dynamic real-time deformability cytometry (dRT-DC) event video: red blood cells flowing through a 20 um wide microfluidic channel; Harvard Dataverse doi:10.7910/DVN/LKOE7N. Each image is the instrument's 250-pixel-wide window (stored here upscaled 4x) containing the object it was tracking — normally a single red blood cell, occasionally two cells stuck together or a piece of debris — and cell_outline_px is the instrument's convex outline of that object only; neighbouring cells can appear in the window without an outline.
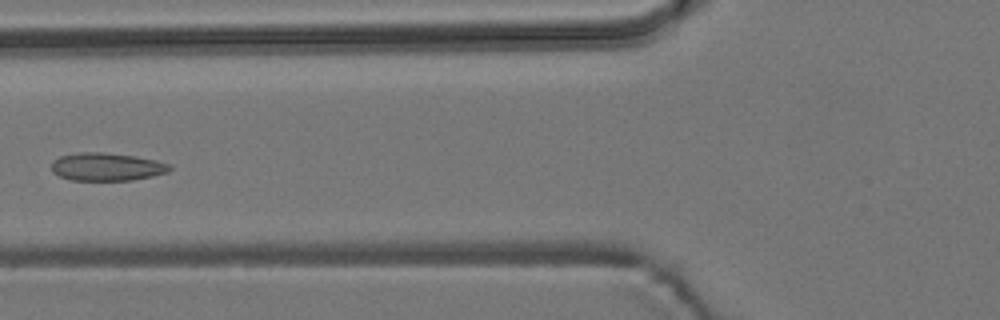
{"species": "common noctule bat (a hibernating species)", "species_latin": "Nyctalus noctula", "temperature_condition": "room temperature", "stored_images_in_passage": 10, "camera_frame_rate_fps": 3000, "um_per_image_px": 0.085, "animal": {"sex": "male", "body_mass_g": 19.2, "forearm_length_mm": 51.8}, "frame": {"image": 1, "passage_image": 6, "time_ms": 7.0, "image_size_px": [1000, 320], "cell_outline_px": [[172, 168], [168, 172], [152, 176], [132, 180], [72, 180], [60, 176], [52, 172], [52, 160], [60, 156], [80, 152], [104, 152], [136, 156], [156, 160], [172, 164]], "centroid_in_image_um": [9.09, 14.17], "position_along_channel_um": 116.7, "area_um2": 19.36}}
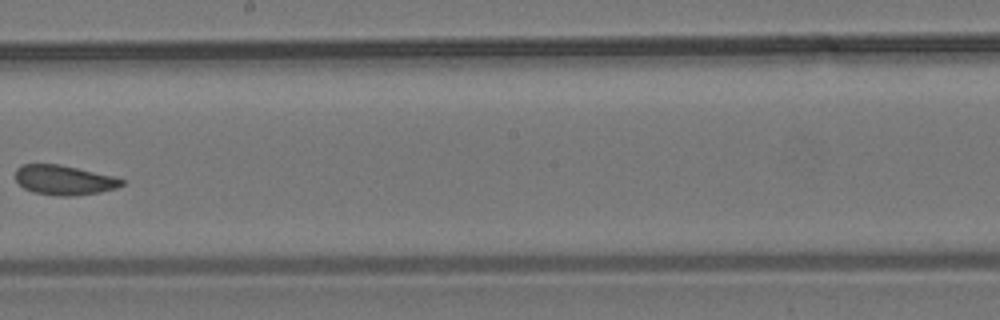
{"frame": {"image": 2, "passage_image": 9, "time_ms": 10.333, "image_size_px": [1000, 320], "cell_outline_px": [[124, 184], [116, 188], [100, 192], [76, 196], [56, 196], [36, 192], [24, 188], [16, 180], [16, 168], [20, 164], [56, 164], [116, 176], [124, 180]], "centroid_in_image_um": [5.47, 15.31], "position_along_channel_um": 242.7, "area_um2": 18.38}}
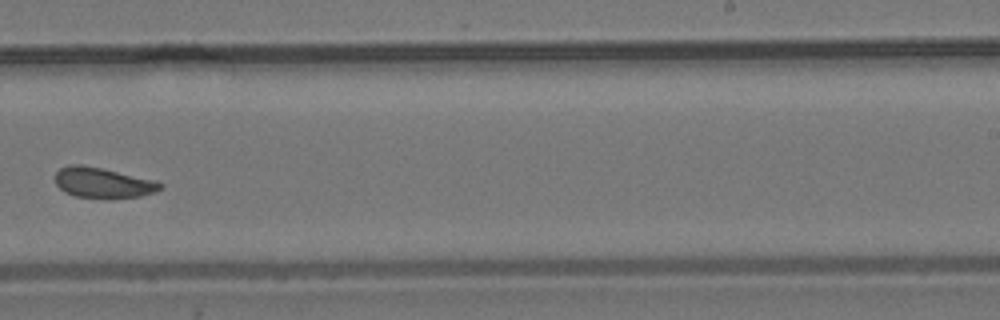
{"frame": {"image": 3, "passage_image": 10, "time_ms": 11.333, "image_size_px": [1000, 320], "cell_outline_px": [[164, 184], [156, 192], [140, 196], [108, 200], [104, 200], [76, 196], [64, 192], [56, 184], [56, 172], [60, 168], [68, 164], [80, 164], [100, 168]], "centroid_in_image_um": [8.67, 15.57], "position_along_channel_um": 280.3, "area_um2": 18.5}}